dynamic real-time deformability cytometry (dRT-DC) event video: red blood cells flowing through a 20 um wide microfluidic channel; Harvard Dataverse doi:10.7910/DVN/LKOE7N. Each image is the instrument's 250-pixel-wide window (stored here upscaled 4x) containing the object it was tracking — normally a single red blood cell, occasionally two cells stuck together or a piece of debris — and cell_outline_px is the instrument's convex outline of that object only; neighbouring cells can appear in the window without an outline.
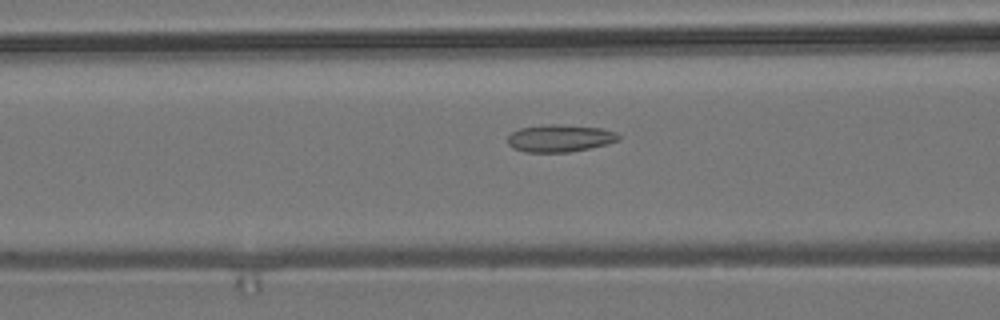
{"species": "common noctule bat (a hibernating species)", "species_latin": "Nyctalus noctula", "temperature_condition": "room temperature", "stored_images_in_passage": 55, "camera_frame_rate_fps": 3000, "um_per_image_px": 0.085, "animal": {"sex": "male", "body_mass_g": 19.2, "forearm_length_mm": 51.8}, "frame": {"image": 1, "passage_image": 22, "time_ms": 7.0, "image_size_px": [1000, 320], "cell_outline_px": [[620, 140], [608, 144], [568, 152], [524, 152], [512, 148], [508, 144], [508, 136], [512, 132], [520, 128], [544, 124], [560, 124], [600, 128], [616, 132], [620, 136]], "centroid_in_image_um": [47.57, 11.75], "position_along_channel_um": 119.0, "area_um2": 17.74}}
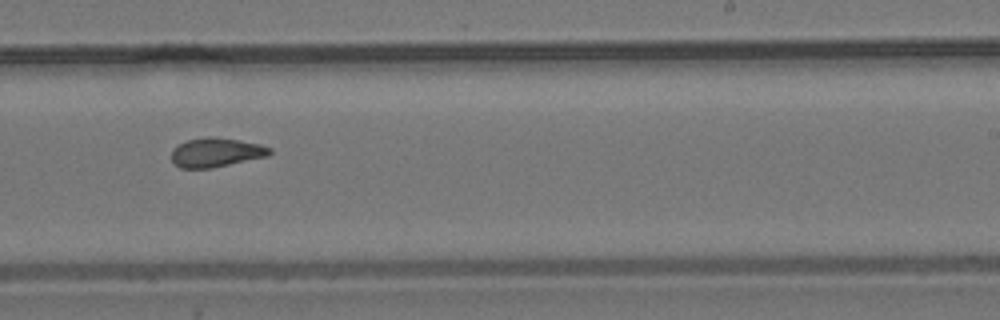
{"frame": {"image": 2, "passage_image": 34, "time_ms": 11.0, "image_size_px": [1000, 320], "cell_outline_px": [[272, 152], [268, 156], [212, 168], [180, 168], [172, 160], [172, 148], [188, 140], [208, 136], [216, 136], [240, 140], [260, 144], [272, 148]], "centroid_in_image_um": [18.39, 12.95], "position_along_channel_um": 270.6, "area_um2": 16.76}}
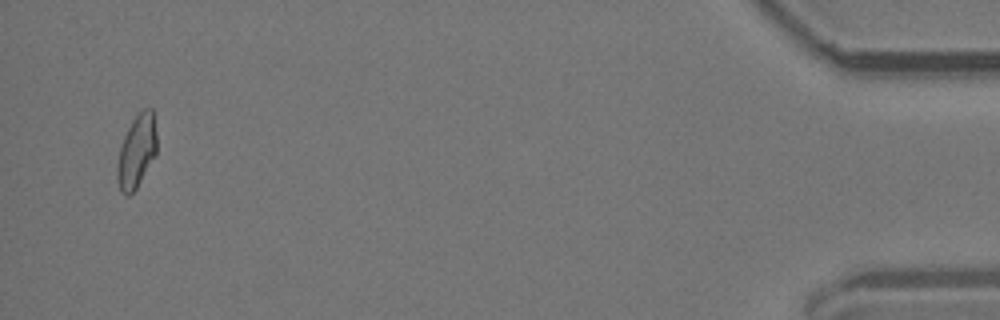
{"frame": {"image": 3, "passage_image": 53, "time_ms": 17.333, "image_size_px": [1000, 320], "cell_outline_px": [[156, 156], [136, 188], [128, 196], [124, 196], [120, 192], [116, 180], [116, 164], [120, 148], [124, 136], [132, 120], [144, 108], [152, 108], [156, 132]], "centroid_in_image_um": [11.59, 12.91], "position_along_channel_um": 423.6, "area_um2": 16.99}, "authors_computed_cell_mechanics": {"area_um2": 17.1666, "velocity_mm_per_s": 3.7957, "shape_relaxation_time_tau1_ms": null, "shape_relaxation_time_tau2_ms": 2.1599, "deformation_change_tau1": null, "deformation_change_tau2": 0.0798}}